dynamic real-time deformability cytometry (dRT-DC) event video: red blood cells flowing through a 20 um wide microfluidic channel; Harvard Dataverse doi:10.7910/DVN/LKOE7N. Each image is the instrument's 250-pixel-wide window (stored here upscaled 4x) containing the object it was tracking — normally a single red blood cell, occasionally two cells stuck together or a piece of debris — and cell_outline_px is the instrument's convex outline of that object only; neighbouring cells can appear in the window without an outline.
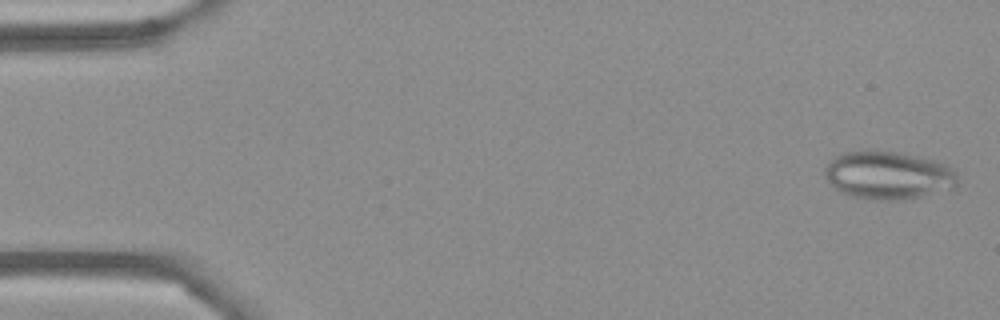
{"species": "Egyptian fruit bat (a non-hibernating species)", "species_latin": "Rousettus aegyptiacus", "temperature_condition": "cold", "stored_images_in_passage": 54, "camera_frame_rate_fps": 3000, "um_per_image_px": 0.085, "frame": {"image": 1, "passage_image": 2, "time_ms": 0.333, "image_size_px": [1000, 320], "cell_outline_px": [[956, 188], [904, 200], [872, 200], [848, 196], [832, 188], [824, 176], [824, 168], [836, 156], [844, 152], [868, 148], [876, 148], [920, 156], [936, 160], [948, 164], [952, 168], [956, 176]], "centroid_in_image_um": [75.46, 14.88], "position_along_channel_um": 9.5, "area_um2": 38.26}}
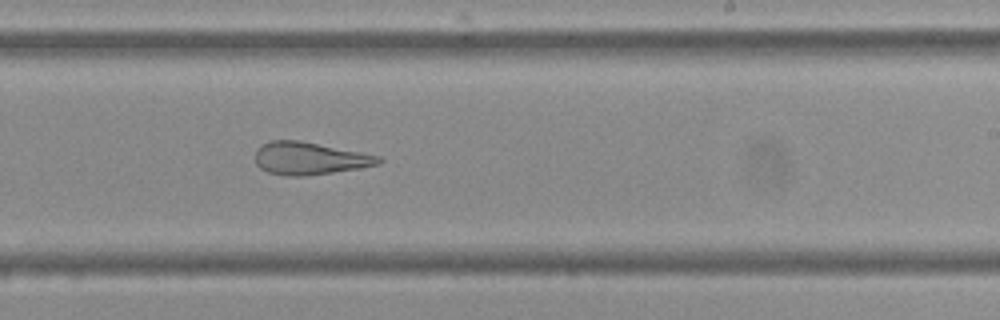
{"frame": {"image": 2, "passage_image": 33, "time_ms": 10.667, "image_size_px": [1000, 320], "cell_outline_px": [[384, 160], [380, 164], [360, 168], [304, 176], [284, 176], [268, 172], [260, 168], [256, 164], [256, 152], [260, 144], [268, 140], [300, 140], [380, 156]], "centroid_in_image_um": [26.29, 13.46], "position_along_channel_um": 262.7, "area_um2": 23.47}}
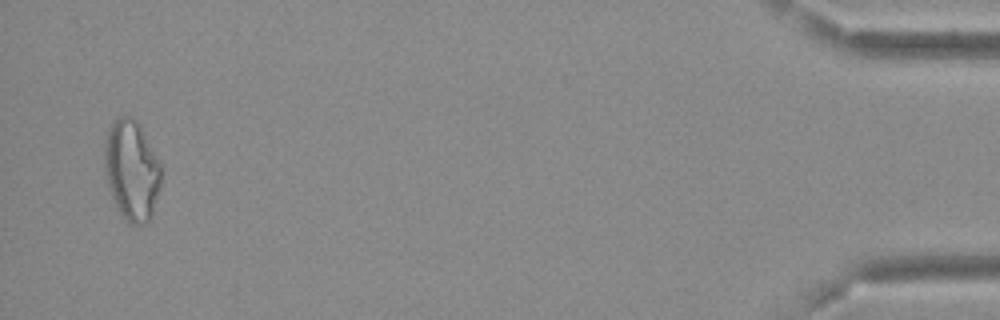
{"frame": {"image": 3, "passage_image": 53, "time_ms": 17.333, "image_size_px": [1000, 320], "cell_outline_px": [[160, 188], [152, 216], [144, 224], [128, 224], [124, 220], [112, 196], [108, 184], [104, 168], [104, 140], [112, 124], [120, 116], [128, 116], [136, 120], [160, 164]], "centroid_in_image_um": [11.18, 14.51], "position_along_channel_um": 424.0, "area_um2": 32.6}, "authors_computed_cell_mechanics": {"area_um2": 29.0734, "velocity_mm_per_s": 3.6993, "shape_relaxation_time_tau1_ms": null, "shape_relaxation_time_tau2_ms": 2.3531, "deformation_change_tau1": null, "deformation_change_tau2": 0.1305}}